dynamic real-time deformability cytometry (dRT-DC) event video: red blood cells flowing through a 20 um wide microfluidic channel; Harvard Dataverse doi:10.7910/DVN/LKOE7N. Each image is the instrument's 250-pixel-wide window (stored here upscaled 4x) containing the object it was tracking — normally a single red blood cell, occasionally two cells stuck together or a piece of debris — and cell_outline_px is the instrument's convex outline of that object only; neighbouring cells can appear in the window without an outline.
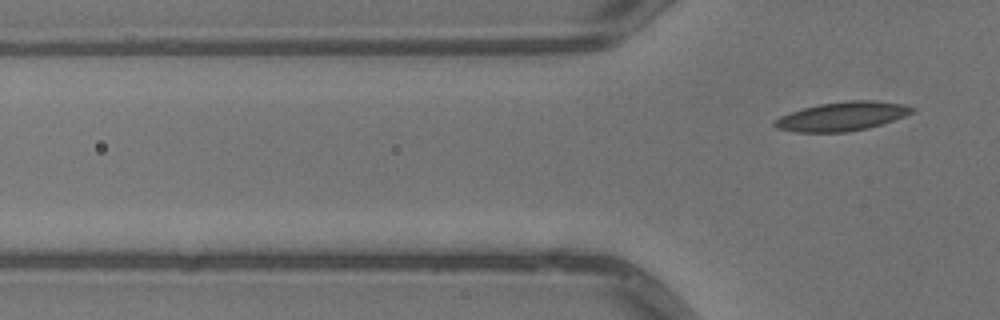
{"species": "common noctule bat (a hibernating species)", "species_latin": "Nyctalus noctula", "temperature_condition": "warm", "stored_images_in_passage": 5, "segment_of_instrument_passage": [2, 2], "camera_frame_rate_fps": 3000, "um_per_image_px": 0.085, "animal": {"sex": "male", "body_mass_g": 13.3}, "frame": {"image": 1, "passage_image": 5, "time_ms": 1.333, "image_size_px": [1000, 320], "cell_outline_px": [[916, 108], [912, 112], [904, 116], [868, 128], [844, 132], [796, 132], [776, 128], [772, 124], [780, 116], [804, 108], [820, 104], [848, 100], [872, 100], [904, 104]], "centroid_in_image_um": [71.58, 9.88], "position_along_channel_um": 54.2, "area_um2": 22.89}}